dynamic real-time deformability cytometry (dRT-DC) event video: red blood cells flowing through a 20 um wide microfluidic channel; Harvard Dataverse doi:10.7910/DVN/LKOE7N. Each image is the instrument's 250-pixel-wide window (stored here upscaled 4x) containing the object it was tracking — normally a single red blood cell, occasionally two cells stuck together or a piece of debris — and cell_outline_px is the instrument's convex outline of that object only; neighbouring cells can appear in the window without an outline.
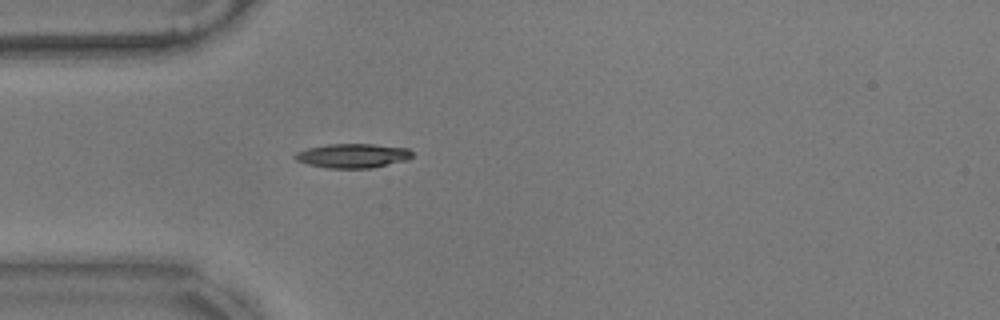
{"species": "common noctule bat (a hibernating species)", "species_latin": "Nyctalus noctula", "temperature_condition": "warm", "stored_images_in_passage": 26, "camera_frame_rate_fps": 3000, "um_per_image_px": 0.085, "animal": {"sex": "male", "body_mass_g": 17.9}, "frame": {"image": 1, "passage_image": 1, "time_ms": 0.0, "image_size_px": [1000, 320], "cell_outline_px": [[412, 156], [408, 160], [372, 168], [328, 168], [308, 164], [296, 160], [292, 156], [296, 152], [308, 148], [328, 144], [372, 144], [408, 148], [412, 152]], "centroid_in_image_um": [29.98, 13.24], "position_along_channel_um": 55.0, "area_um2": 16.59}}
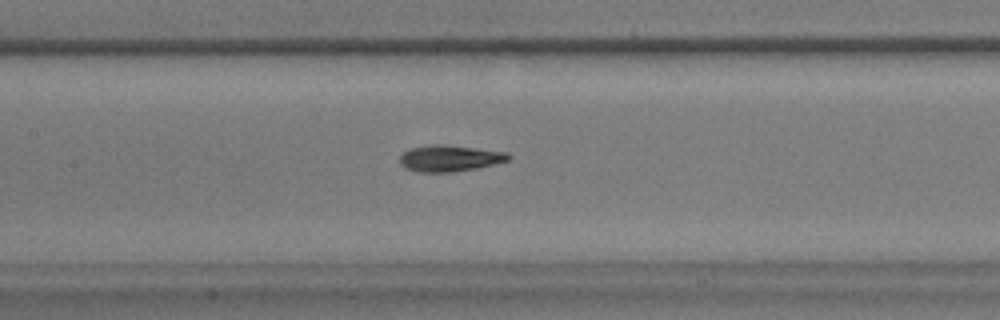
{"frame": {"image": 2, "passage_image": 11, "time_ms": 3.333, "image_size_px": [1000, 320], "cell_outline_px": [[512, 156], [508, 160], [476, 168], [452, 172], [416, 172], [404, 168], [400, 164], [400, 156], [408, 148], [432, 144], [440, 144], [508, 152]], "centroid_in_image_um": [38.17, 13.45], "position_along_channel_um": 169.2, "area_um2": 16.65}}
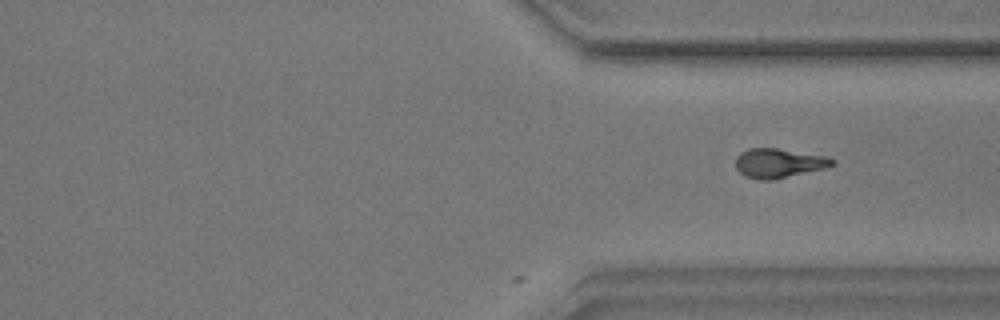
{"frame": {"image": 3, "passage_image": 26, "time_ms": 8.333, "image_size_px": [1000, 320], "cell_outline_px": [[836, 164], [824, 168], [772, 180], [756, 180], [744, 176], [736, 168], [736, 156], [740, 152], [748, 148], [776, 148], [828, 156], [836, 160]], "centroid_in_image_um": [66.18, 13.86], "position_along_channel_um": 345.2, "area_um2": 16.65}}